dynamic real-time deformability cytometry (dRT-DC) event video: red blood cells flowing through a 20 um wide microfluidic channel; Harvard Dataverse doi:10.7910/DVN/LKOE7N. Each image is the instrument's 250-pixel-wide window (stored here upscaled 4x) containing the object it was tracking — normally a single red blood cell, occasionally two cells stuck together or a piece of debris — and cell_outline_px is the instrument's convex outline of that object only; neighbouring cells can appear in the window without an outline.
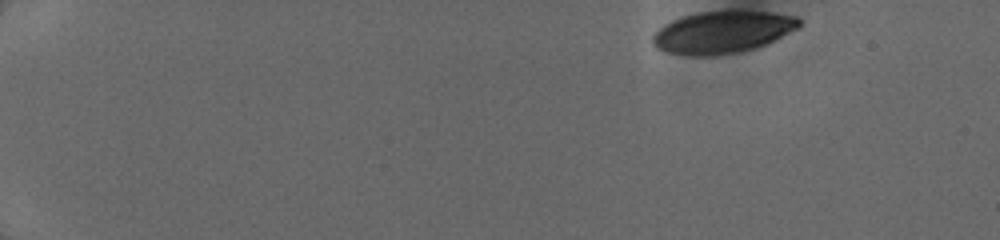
{"species": "human", "species_latin": "Homo sapiens", "temperature_condition": "cold", "stored_images_in_passage": 38, "camera_frame_rate_fps": 3000, "um_per_image_px": 0.085, "donor": {"sex": "female"}, "frame": {"image": 1, "passage_image": 1, "time_ms": 0.0, "image_size_px": [1000, 240], "cell_outline_px": [[800, 24], [796, 28], [764, 44], [752, 48], [736, 52], [708, 56], [692, 56], [668, 52], [656, 48], [652, 44], [652, 36], [664, 24], [672, 20], [696, 12], [772, 12], [796, 16], [800, 20]], "centroid_in_image_um": [61.34, 2.74], "position_along_channel_um": 23.7, "area_um2": 35.08}}
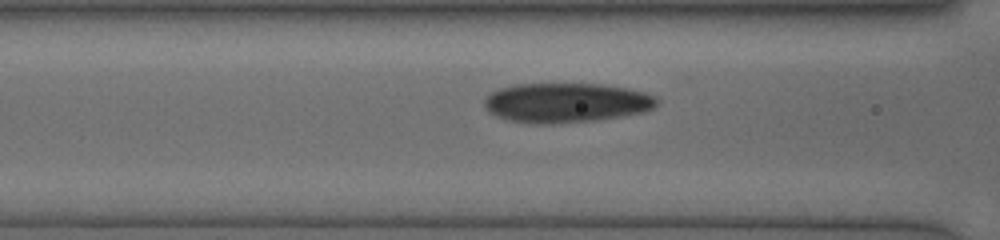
{"frame": {"image": 2, "passage_image": 29, "time_ms": 5.667, "image_size_px": [1000, 240], "cell_outline_px": [[656, 104], [652, 108], [644, 112], [620, 116], [592, 120], [544, 124], [532, 124], [508, 120], [496, 116], [488, 112], [484, 104], [484, 100], [492, 92], [500, 88], [512, 84], [604, 84], [628, 88], [644, 92], [656, 96]], "centroid_in_image_um": [48.09, 8.72], "position_along_channel_um": 118.5, "area_um2": 39.71}}
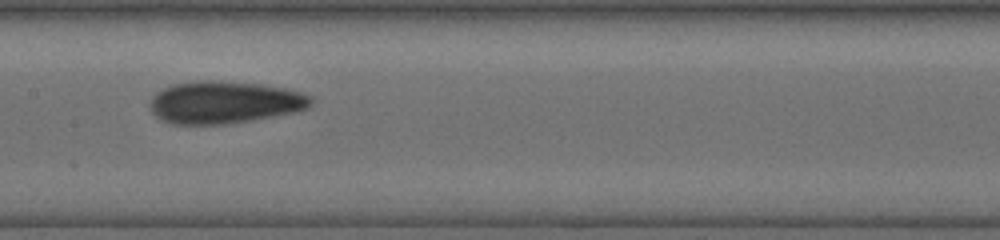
{"frame": {"image": 3, "passage_image": 37, "time_ms": 7.333, "image_size_px": [1000, 240], "cell_outline_px": [[312, 104], [308, 108], [296, 112], [224, 124], [172, 124], [160, 120], [152, 112], [152, 96], [156, 92], [172, 84], [196, 80], [212, 80], [260, 84], [284, 88], [300, 92], [312, 96]], "centroid_in_image_um": [19.07, 8.69], "position_along_channel_um": 188.3, "area_um2": 39.59}}